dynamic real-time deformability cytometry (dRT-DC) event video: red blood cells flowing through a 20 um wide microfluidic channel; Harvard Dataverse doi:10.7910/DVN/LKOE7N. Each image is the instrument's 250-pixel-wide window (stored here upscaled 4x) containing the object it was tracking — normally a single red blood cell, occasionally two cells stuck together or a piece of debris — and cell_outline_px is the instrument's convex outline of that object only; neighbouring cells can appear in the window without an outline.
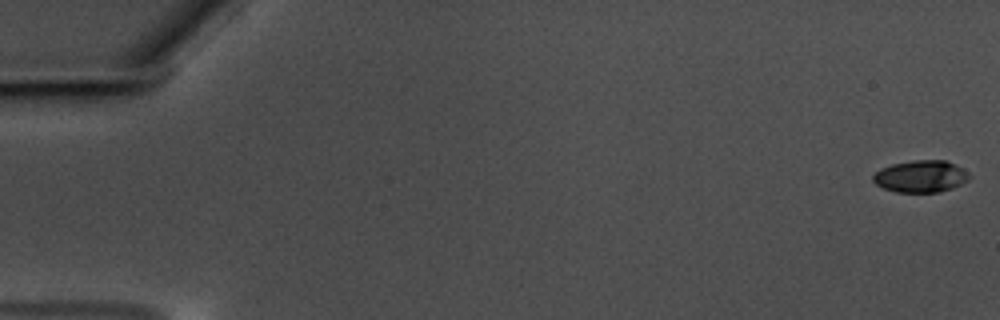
{"species": "common noctule bat (a hibernating species)", "species_latin": "Nyctalus noctula", "temperature_condition": "warm", "stored_images_in_passage": 59, "camera_frame_rate_fps": 3000, "um_per_image_px": 0.085, "animal": {"sex": "male", "body_mass_g": 17.5, "forearm_length_mm": 52.3}, "frame": {"image": 1, "passage_image": 1, "time_ms": 0.0, "image_size_px": [1000, 320], "cell_outline_px": [[972, 176], [968, 180], [952, 188], [940, 192], [896, 192], [884, 188], [876, 184], [872, 180], [872, 176], [880, 168], [892, 164], [912, 160], [948, 160], [964, 168]], "centroid_in_image_um": [78.29, 14.98], "position_along_channel_um": 6.7, "area_um2": 18.15}}
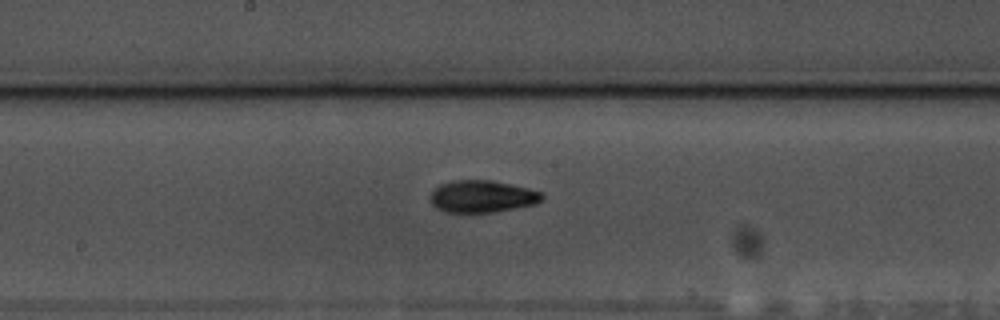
{"frame": {"image": 2, "passage_image": 32, "time_ms": 10.333, "image_size_px": [1000, 320], "cell_outline_px": [[544, 200], [536, 204], [492, 212], [444, 212], [436, 208], [432, 204], [432, 192], [440, 184], [456, 180], [492, 180], [528, 188], [540, 192], [544, 196]], "centroid_in_image_um": [41.01, 16.7], "position_along_channel_um": 207.2, "area_um2": 20.75}}
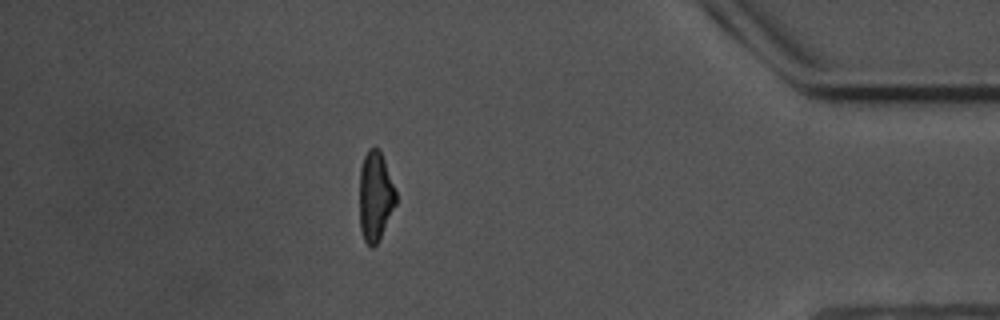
{"frame": {"image": 3, "passage_image": 52, "time_ms": 17.0, "image_size_px": [1000, 320], "cell_outline_px": [[396, 204], [376, 244], [372, 248], [364, 240], [360, 228], [360, 168], [364, 156], [368, 148], [380, 148], [396, 192]], "centroid_in_image_um": [31.89, 16.65], "position_along_channel_um": 403.3, "area_um2": 18.79}, "authors_computed_cell_mechanics": {"area_um2": 19.3052, "velocity_mm_per_s": 3.5456, "shape_relaxation_time_tau1_ms": 3.0383, "shape_relaxation_time_tau2_ms": 4.9151, "deformation_change_tau1": 0.1454, "deformation_change_tau2": 0.1206}}